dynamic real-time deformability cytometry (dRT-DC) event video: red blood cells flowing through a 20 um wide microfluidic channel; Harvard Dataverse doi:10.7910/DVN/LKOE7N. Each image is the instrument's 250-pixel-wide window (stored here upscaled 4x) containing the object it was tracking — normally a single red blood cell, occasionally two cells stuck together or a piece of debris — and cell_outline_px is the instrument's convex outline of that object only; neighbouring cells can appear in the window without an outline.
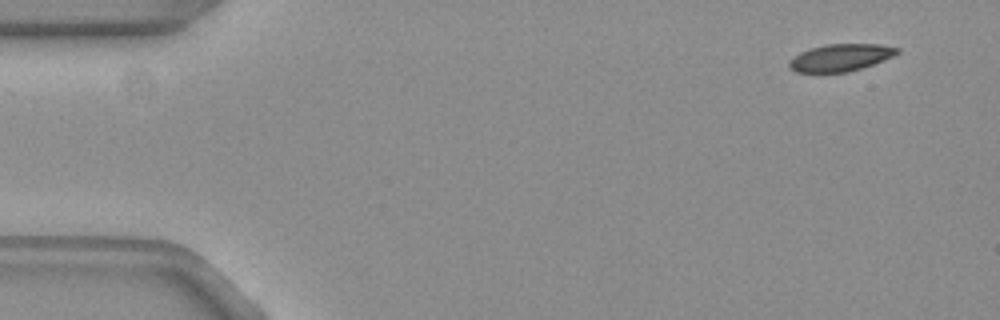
{"species": "common noctule bat (a hibernating species)", "species_latin": "Nyctalus noctula", "temperature_condition": "warm", "stored_images_in_passage": 52, "camera_frame_rate_fps": 3000, "um_per_image_px": 0.085, "animal": {"sex": "female", "body_mass_g": 19.3, "forearm_length_mm": 54.1}, "frame": {"image": 1, "passage_image": 1, "time_ms": 0.0, "image_size_px": [1000, 320], "cell_outline_px": [[900, 52], [892, 56], [872, 64], [848, 72], [796, 72], [788, 68], [788, 60], [800, 52], [812, 48], [828, 44], [880, 44], [900, 48]], "centroid_in_image_um": [71.41, 4.89], "position_along_channel_um": 13.6, "area_um2": 16.99}}
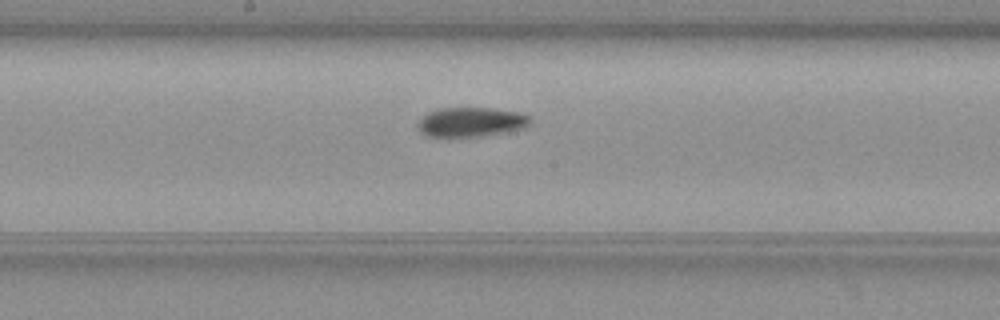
{"frame": {"image": 2, "passage_image": 26, "time_ms": 8.333, "image_size_px": [1000, 320], "cell_outline_px": [[532, 124], [520, 128], [504, 132], [480, 136], [428, 136], [420, 128], [420, 120], [428, 112], [440, 108], [492, 108], [520, 112], [532, 116]], "centroid_in_image_um": [40.14, 10.35], "position_along_channel_um": 208.1, "area_um2": 18.96}}
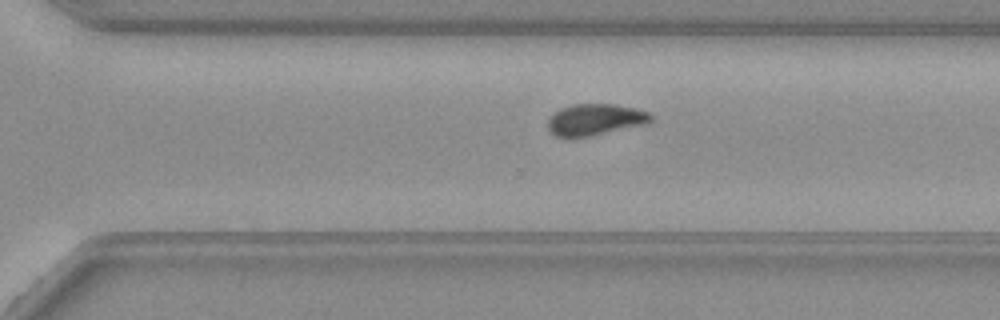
{"frame": {"image": 3, "passage_image": 35, "time_ms": 11.333, "image_size_px": [1000, 320], "cell_outline_px": [[652, 120], [648, 124], [588, 136], [556, 136], [548, 128], [548, 120], [560, 108], [576, 104], [612, 104], [632, 108], [648, 112], [652, 116]], "centroid_in_image_um": [50.62, 10.16], "position_along_channel_um": 320.0, "area_um2": 18.44}, "authors_computed_cell_mechanics": {"area_um2": 18.785, "velocity_mm_per_s": 3.7371, "shape_relaxation_time_tau1_ms": 5.2462, "shape_relaxation_time_tau2_ms": 2.7247, "deformation_change_tau1": 0.1516, "deformation_change_tau2": 0.0546}}